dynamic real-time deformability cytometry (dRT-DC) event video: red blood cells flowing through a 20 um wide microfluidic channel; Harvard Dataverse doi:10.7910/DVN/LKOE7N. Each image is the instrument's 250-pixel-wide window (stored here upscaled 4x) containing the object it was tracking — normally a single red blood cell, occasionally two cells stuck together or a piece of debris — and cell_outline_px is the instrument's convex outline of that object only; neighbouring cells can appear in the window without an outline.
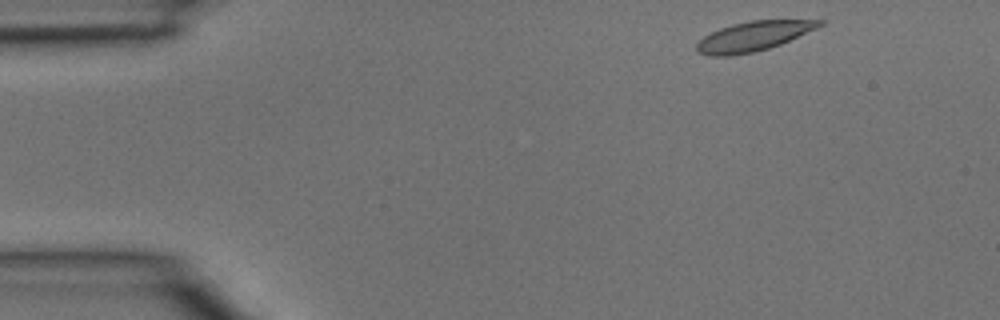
{"species": "common noctule bat (a hibernating species)", "species_latin": "Nyctalus noctula", "temperature_condition": "room temperature", "stored_images_in_passage": 5, "camera_frame_rate_fps": 3000, "um_per_image_px": 0.085, "animal": {"sex": "male", "body_mass_g": 15.6}, "frame": {"image": 1, "passage_image": 5, "time_ms": 1.333, "image_size_px": [1000, 320], "cell_outline_px": [[824, 24], [816, 28], [780, 44], [768, 48], [752, 52], [728, 56], [712, 56], [696, 52], [696, 44], [704, 36], [720, 28], [732, 24], [748, 20], [824, 20]], "centroid_in_image_um": [64.0, 3.08], "position_along_channel_um": 21.0, "area_um2": 20.92}}